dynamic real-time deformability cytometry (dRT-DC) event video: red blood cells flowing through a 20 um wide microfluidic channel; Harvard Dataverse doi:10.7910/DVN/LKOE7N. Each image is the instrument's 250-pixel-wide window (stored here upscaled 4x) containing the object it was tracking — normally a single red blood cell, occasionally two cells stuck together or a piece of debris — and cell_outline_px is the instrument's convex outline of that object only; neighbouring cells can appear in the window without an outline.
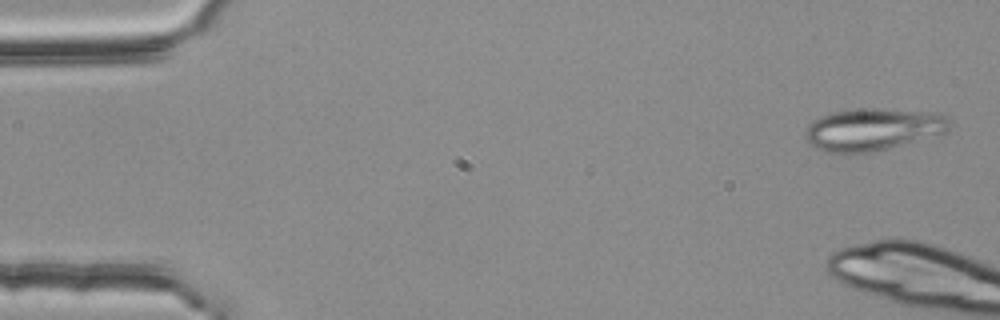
{"species": "common noctule bat (a hibernating species)", "species_latin": "Nyctalus noctula", "temperature_condition": "room temperature", "stored_images_in_passage": 9, "camera_frame_rate_fps": 3000, "um_per_image_px": 0.085, "animal": {"sex": "female", "body_mass_g": 25.1}, "frame": {"image": 1, "passage_image": 2, "time_ms": 0.333, "image_size_px": [1000, 320], "cell_outline_px": [[952, 124], [944, 132], [888, 148], [864, 152], [828, 152], [816, 148], [808, 144], [804, 136], [804, 128], [812, 120], [820, 116], [832, 112], [868, 108], [880, 108], [940, 112], [952, 120]], "centroid_in_image_um": [74.17, 10.96], "position_along_channel_um": 10.8, "area_um2": 35.49}}